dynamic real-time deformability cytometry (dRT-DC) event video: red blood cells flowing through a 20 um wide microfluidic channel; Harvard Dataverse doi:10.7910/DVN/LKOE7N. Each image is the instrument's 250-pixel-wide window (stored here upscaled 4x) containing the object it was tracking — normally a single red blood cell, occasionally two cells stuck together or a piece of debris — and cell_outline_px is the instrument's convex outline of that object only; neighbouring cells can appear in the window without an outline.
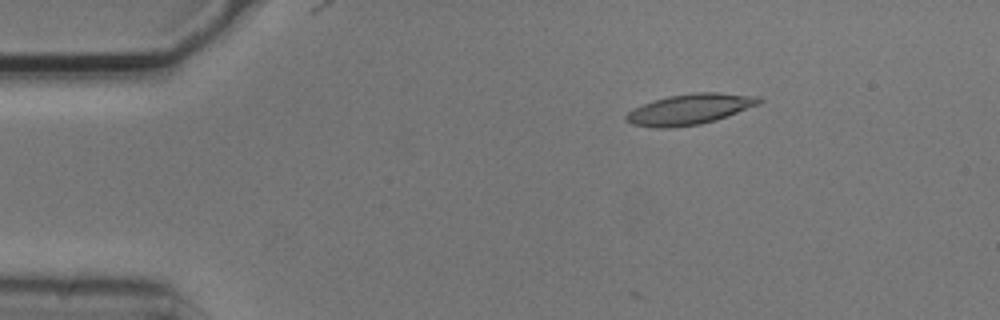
{"species": "common noctule bat (a hibernating species)", "species_latin": "Nyctalus noctula", "temperature_condition": "cold", "stored_images_in_passage": 5, "camera_frame_rate_fps": 3000, "um_per_image_px": 0.085, "animal": {"sex": "male", "body_mass_g": 20.5, "forearm_length_mm": 52.5}, "frame": {"image": 1, "passage_image": 3, "time_ms": 0.667, "image_size_px": [1000, 320], "cell_outline_px": [[764, 100], [760, 104], [716, 120], [700, 124], [668, 128], [656, 128], [632, 124], [624, 120], [624, 116], [628, 112], [644, 104], [668, 96], [692, 92], [716, 92], [760, 96]], "centroid_in_image_um": [58.66, 9.28], "position_along_channel_um": 26.3, "area_um2": 23.7}}